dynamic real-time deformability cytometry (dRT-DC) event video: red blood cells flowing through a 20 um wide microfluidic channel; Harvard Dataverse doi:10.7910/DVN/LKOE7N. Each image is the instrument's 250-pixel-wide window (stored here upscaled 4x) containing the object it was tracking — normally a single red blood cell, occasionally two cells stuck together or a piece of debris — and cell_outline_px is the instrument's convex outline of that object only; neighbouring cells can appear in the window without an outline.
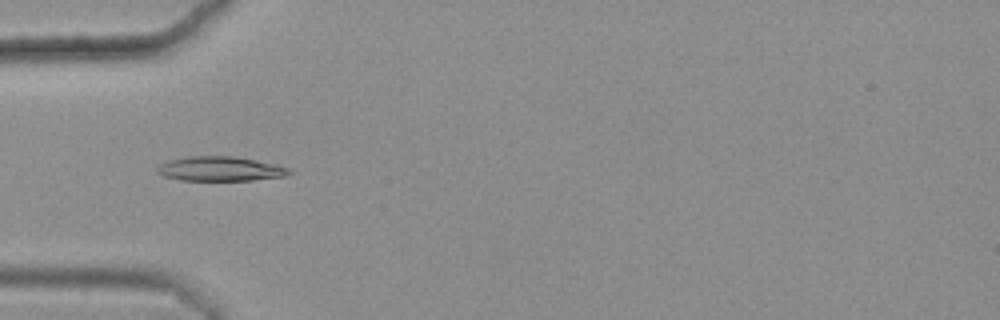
{"species": "common noctule bat (a hibernating species)", "species_latin": "Nyctalus noctula", "temperature_condition": "warm", "stored_images_in_passage": 49, "camera_frame_rate_fps": 3000, "um_per_image_px": 0.085, "animal": {"sex": "female", "body_mass_g": 25.1}, "frame": {"image": 1, "passage_image": 18, "time_ms": 5.667, "image_size_px": [1000, 320], "cell_outline_px": [[292, 172], [284, 176], [252, 180], [184, 180], [164, 176], [156, 172], [156, 168], [160, 164], [168, 160], [188, 156], [232, 156], [256, 160], [276, 164], [288, 168]], "centroid_in_image_um": [18.69, 14.34], "position_along_channel_um": 66.3, "area_um2": 18.73}}
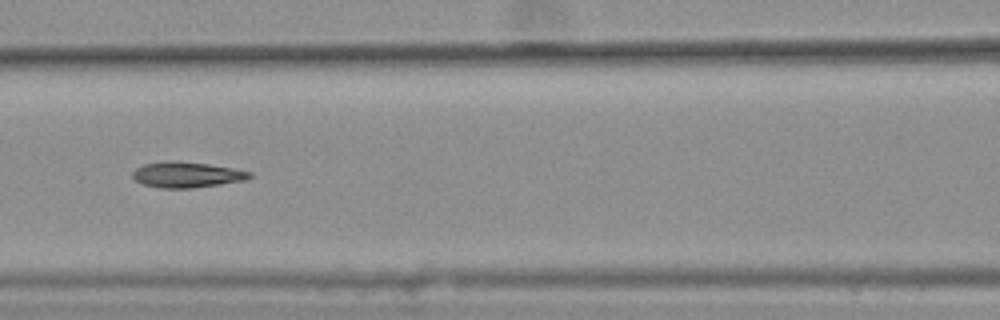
{"frame": {"image": 2, "passage_image": 25, "time_ms": 8.0, "image_size_px": [1000, 320], "cell_outline_px": [[252, 176], [248, 180], [192, 188], [160, 188], [144, 184], [136, 180], [132, 176], [132, 172], [136, 168], [144, 164], [168, 160], [172, 160], [208, 164], [232, 168], [252, 172]], "centroid_in_image_um": [15.89, 14.85], "position_along_channel_um": 150.7, "area_um2": 17.51}}
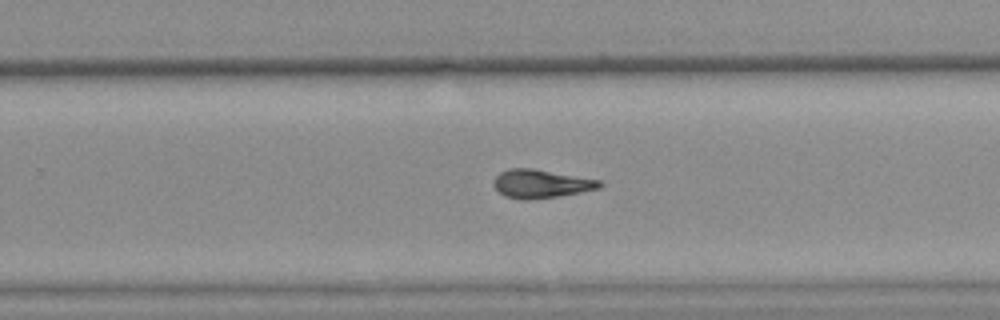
{"frame": {"image": 3, "passage_image": 36, "time_ms": 11.667, "image_size_px": [1000, 320], "cell_outline_px": [[604, 184], [600, 188], [580, 192], [556, 196], [528, 200], [520, 200], [504, 196], [492, 184], [496, 176], [500, 172], [508, 168], [532, 168], [600, 180]], "centroid_in_image_um": [45.96, 15.62], "position_along_channel_um": 283.8, "area_um2": 17.51}, "authors_computed_cell_mechanics": {"area_um2": 17.629, "velocity_mm_per_s": 3.6364, "shape_relaxation_time_tau1_ms": null, "shape_relaxation_time_tau2_ms": 2.7034, "deformation_change_tau1": null, "deformation_change_tau2": 0.095}}